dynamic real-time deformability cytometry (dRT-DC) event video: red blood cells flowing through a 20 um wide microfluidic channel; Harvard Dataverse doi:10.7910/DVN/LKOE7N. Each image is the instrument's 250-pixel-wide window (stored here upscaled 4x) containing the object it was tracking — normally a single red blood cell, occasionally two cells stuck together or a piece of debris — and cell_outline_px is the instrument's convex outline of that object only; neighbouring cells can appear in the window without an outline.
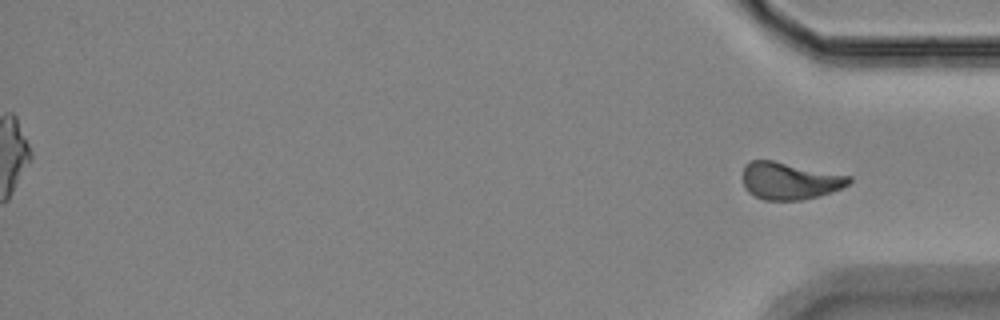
{"species": "Egyptian fruit bat (a non-hibernating species)", "species_latin": "Rousettus aegyptiacus", "temperature_condition": "room temperature", "stored_images_in_passage": 57, "segment_of_instrument_passage": [2, 2], "camera_frame_rate_fps": 3000, "um_per_image_px": 0.085, "animal": {"sex": "female"}, "frame": {"image": 1, "passage_image": 57, "time_ms": 18.667, "image_size_px": [1000, 320], "cell_outline_px": [[852, 180], [848, 184], [832, 192], [820, 196], [800, 200], [764, 200], [748, 192], [744, 188], [744, 164], [752, 160], [772, 160], [852, 176]], "centroid_in_image_um": [67.13, 15.37], "position_along_channel_um": 368.1, "area_um2": 23.0}}